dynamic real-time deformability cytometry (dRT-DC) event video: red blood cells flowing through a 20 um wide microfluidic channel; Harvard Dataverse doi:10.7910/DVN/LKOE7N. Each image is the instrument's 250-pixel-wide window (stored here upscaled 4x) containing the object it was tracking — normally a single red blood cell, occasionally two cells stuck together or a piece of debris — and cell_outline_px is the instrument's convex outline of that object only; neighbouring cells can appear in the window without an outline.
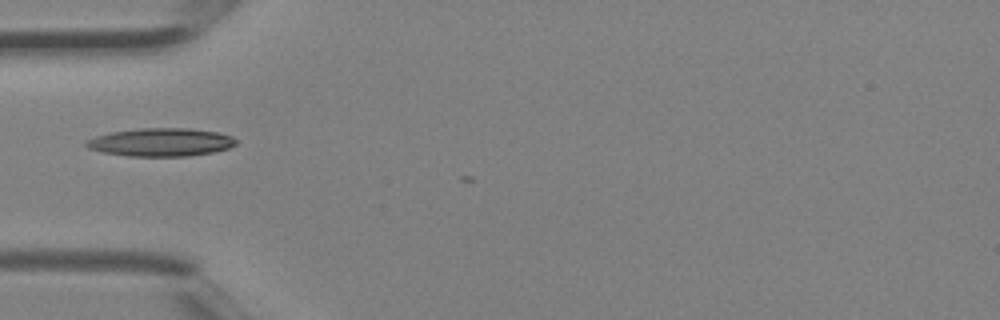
{"species": "Egyptian fruit bat (a non-hibernating species)", "species_latin": "Rousettus aegyptiacus", "temperature_condition": "room temperature", "stored_images_in_passage": 4, "camera_frame_rate_fps": 3000, "um_per_image_px": 0.085, "animal": {"sex": "female"}, "frame": {"image": 1, "passage_image": 4, "time_ms": 1.0, "image_size_px": [1000, 320], "cell_outline_px": [[236, 144], [228, 148], [212, 152], [188, 156], [128, 156], [104, 152], [88, 148], [84, 144], [84, 140], [96, 136], [112, 132], [140, 128], [188, 128], [216, 132], [232, 136], [236, 140]], "centroid_in_image_um": [13.65, 12.08], "position_along_channel_um": 71.3, "area_um2": 24.45}}